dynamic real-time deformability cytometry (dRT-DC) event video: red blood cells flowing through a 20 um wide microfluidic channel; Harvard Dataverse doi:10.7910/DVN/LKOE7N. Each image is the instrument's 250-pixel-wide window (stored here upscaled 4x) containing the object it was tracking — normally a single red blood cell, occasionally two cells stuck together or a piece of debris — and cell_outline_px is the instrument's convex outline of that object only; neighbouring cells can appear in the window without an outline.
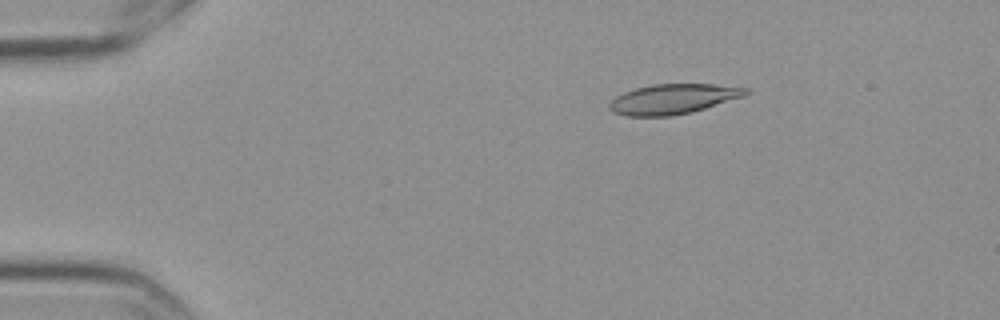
{"species": "Egyptian fruit bat (a non-hibernating species)", "species_latin": "Rousettus aegyptiacus", "temperature_condition": "cold", "stored_images_in_passage": 13, "camera_frame_rate_fps": 3000, "um_per_image_px": 0.085, "frame": {"image": 1, "passage_image": 3, "time_ms": 0.667, "image_size_px": [1000, 320], "cell_outline_px": [[752, 92], [744, 96], [692, 112], [672, 116], [624, 116], [612, 112], [608, 108], [608, 104], [616, 96], [624, 92], [636, 88], [652, 84], [712, 84], [752, 88]], "centroid_in_image_um": [57.22, 8.41], "position_along_channel_um": 27.8, "area_um2": 24.04}}
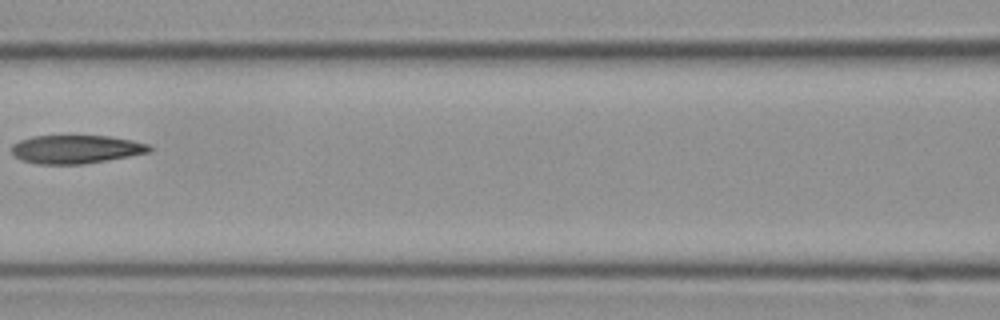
{"frame": {"image": 2, "passage_image": 7, "time_ms": 2.0, "image_size_px": [1000, 320], "cell_outline_px": [[152, 152], [108, 160], [84, 164], [36, 164], [20, 160], [12, 152], [12, 144], [20, 140], [32, 136], [112, 136], [132, 140], [148, 144], [152, 148]], "centroid_in_image_um": [6.47, 12.69], "position_along_channel_um": 160.1, "area_um2": 22.95}}
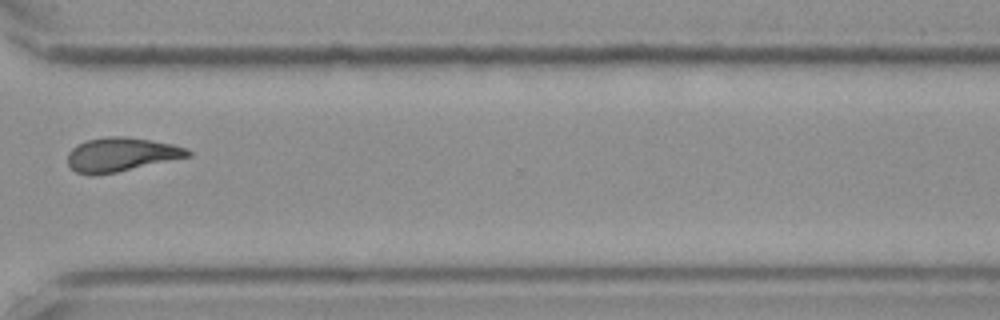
{"frame": {"image": 3, "passage_image": 12, "time_ms": 3.667, "image_size_px": [1000, 320], "cell_outline_px": [[192, 156], [116, 172], [76, 172], [68, 164], [68, 152], [76, 144], [88, 140], [108, 136], [124, 136], [172, 144], [188, 148], [192, 152]], "centroid_in_image_um": [10.35, 13.1], "position_along_channel_um": 360.2, "area_um2": 23.18}}